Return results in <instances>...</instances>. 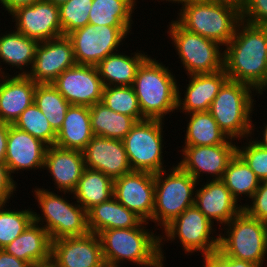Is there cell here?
<instances>
[{
	"label": "cell",
	"instance_id": "cell-34",
	"mask_svg": "<svg viewBox=\"0 0 267 267\" xmlns=\"http://www.w3.org/2000/svg\"><path fill=\"white\" fill-rule=\"evenodd\" d=\"M221 181L230 190L237 202L242 195L251 199L261 183L256 174L237 153L227 164Z\"/></svg>",
	"mask_w": 267,
	"mask_h": 267
},
{
	"label": "cell",
	"instance_id": "cell-5",
	"mask_svg": "<svg viewBox=\"0 0 267 267\" xmlns=\"http://www.w3.org/2000/svg\"><path fill=\"white\" fill-rule=\"evenodd\" d=\"M179 11L176 21L183 28L223 47L233 38L241 21L240 7L222 1L189 4Z\"/></svg>",
	"mask_w": 267,
	"mask_h": 267
},
{
	"label": "cell",
	"instance_id": "cell-15",
	"mask_svg": "<svg viewBox=\"0 0 267 267\" xmlns=\"http://www.w3.org/2000/svg\"><path fill=\"white\" fill-rule=\"evenodd\" d=\"M73 45L67 35L39 42L31 71L27 74L36 84L52 83L68 68L76 65Z\"/></svg>",
	"mask_w": 267,
	"mask_h": 267
},
{
	"label": "cell",
	"instance_id": "cell-1",
	"mask_svg": "<svg viewBox=\"0 0 267 267\" xmlns=\"http://www.w3.org/2000/svg\"><path fill=\"white\" fill-rule=\"evenodd\" d=\"M225 47L223 69L228 79L257 91L267 78V26L241 20Z\"/></svg>",
	"mask_w": 267,
	"mask_h": 267
},
{
	"label": "cell",
	"instance_id": "cell-21",
	"mask_svg": "<svg viewBox=\"0 0 267 267\" xmlns=\"http://www.w3.org/2000/svg\"><path fill=\"white\" fill-rule=\"evenodd\" d=\"M44 169L51 174L59 192L72 195L85 169L83 153L80 150L65 149L56 145L47 146Z\"/></svg>",
	"mask_w": 267,
	"mask_h": 267
},
{
	"label": "cell",
	"instance_id": "cell-44",
	"mask_svg": "<svg viewBox=\"0 0 267 267\" xmlns=\"http://www.w3.org/2000/svg\"><path fill=\"white\" fill-rule=\"evenodd\" d=\"M17 187L16 181L11 176L5 163H0V204L9 203Z\"/></svg>",
	"mask_w": 267,
	"mask_h": 267
},
{
	"label": "cell",
	"instance_id": "cell-2",
	"mask_svg": "<svg viewBox=\"0 0 267 267\" xmlns=\"http://www.w3.org/2000/svg\"><path fill=\"white\" fill-rule=\"evenodd\" d=\"M148 223L142 221L135 228L107 229L98 234L106 267H120V263L129 261L142 267H164L160 235L146 229Z\"/></svg>",
	"mask_w": 267,
	"mask_h": 267
},
{
	"label": "cell",
	"instance_id": "cell-13",
	"mask_svg": "<svg viewBox=\"0 0 267 267\" xmlns=\"http://www.w3.org/2000/svg\"><path fill=\"white\" fill-rule=\"evenodd\" d=\"M15 30L28 38L44 42L63 35L59 7L53 2L40 0L17 7L10 13Z\"/></svg>",
	"mask_w": 267,
	"mask_h": 267
},
{
	"label": "cell",
	"instance_id": "cell-18",
	"mask_svg": "<svg viewBox=\"0 0 267 267\" xmlns=\"http://www.w3.org/2000/svg\"><path fill=\"white\" fill-rule=\"evenodd\" d=\"M235 144L182 146L184 148L180 152L183 158L177 164L197 182L205 173L206 176L210 174L212 180H221L227 164L236 153Z\"/></svg>",
	"mask_w": 267,
	"mask_h": 267
},
{
	"label": "cell",
	"instance_id": "cell-48",
	"mask_svg": "<svg viewBox=\"0 0 267 267\" xmlns=\"http://www.w3.org/2000/svg\"><path fill=\"white\" fill-rule=\"evenodd\" d=\"M158 1V0H157ZM162 1H168V2H174V3H180L182 4V7L186 6V5H189V4H194V3H207V2H211V1H214V0H162Z\"/></svg>",
	"mask_w": 267,
	"mask_h": 267
},
{
	"label": "cell",
	"instance_id": "cell-10",
	"mask_svg": "<svg viewBox=\"0 0 267 267\" xmlns=\"http://www.w3.org/2000/svg\"><path fill=\"white\" fill-rule=\"evenodd\" d=\"M164 120L137 121L122 139L132 171L156 174L165 170L163 165Z\"/></svg>",
	"mask_w": 267,
	"mask_h": 267
},
{
	"label": "cell",
	"instance_id": "cell-20",
	"mask_svg": "<svg viewBox=\"0 0 267 267\" xmlns=\"http://www.w3.org/2000/svg\"><path fill=\"white\" fill-rule=\"evenodd\" d=\"M47 145L10 124L5 164L10 175L21 170L43 169Z\"/></svg>",
	"mask_w": 267,
	"mask_h": 267
},
{
	"label": "cell",
	"instance_id": "cell-37",
	"mask_svg": "<svg viewBox=\"0 0 267 267\" xmlns=\"http://www.w3.org/2000/svg\"><path fill=\"white\" fill-rule=\"evenodd\" d=\"M12 125L41 140L47 146L55 144L57 133L35 103L27 107Z\"/></svg>",
	"mask_w": 267,
	"mask_h": 267
},
{
	"label": "cell",
	"instance_id": "cell-52",
	"mask_svg": "<svg viewBox=\"0 0 267 267\" xmlns=\"http://www.w3.org/2000/svg\"><path fill=\"white\" fill-rule=\"evenodd\" d=\"M267 89V78L264 82V84L256 91L257 94H264L263 91H265Z\"/></svg>",
	"mask_w": 267,
	"mask_h": 267
},
{
	"label": "cell",
	"instance_id": "cell-41",
	"mask_svg": "<svg viewBox=\"0 0 267 267\" xmlns=\"http://www.w3.org/2000/svg\"><path fill=\"white\" fill-rule=\"evenodd\" d=\"M240 10L242 21L267 26V0H244Z\"/></svg>",
	"mask_w": 267,
	"mask_h": 267
},
{
	"label": "cell",
	"instance_id": "cell-3",
	"mask_svg": "<svg viewBox=\"0 0 267 267\" xmlns=\"http://www.w3.org/2000/svg\"><path fill=\"white\" fill-rule=\"evenodd\" d=\"M148 56L138 67L133 88L146 119H165L177 110L178 83L162 62Z\"/></svg>",
	"mask_w": 267,
	"mask_h": 267
},
{
	"label": "cell",
	"instance_id": "cell-25",
	"mask_svg": "<svg viewBox=\"0 0 267 267\" xmlns=\"http://www.w3.org/2000/svg\"><path fill=\"white\" fill-rule=\"evenodd\" d=\"M2 249L17 259L34 265L51 260L52 241L49 233L33 221L24 232Z\"/></svg>",
	"mask_w": 267,
	"mask_h": 267
},
{
	"label": "cell",
	"instance_id": "cell-6",
	"mask_svg": "<svg viewBox=\"0 0 267 267\" xmlns=\"http://www.w3.org/2000/svg\"><path fill=\"white\" fill-rule=\"evenodd\" d=\"M169 170L171 171L168 173L165 169L154 174L155 197L152 222L157 223L156 226L162 227L161 229L195 204V187L200 183L177 164Z\"/></svg>",
	"mask_w": 267,
	"mask_h": 267
},
{
	"label": "cell",
	"instance_id": "cell-35",
	"mask_svg": "<svg viewBox=\"0 0 267 267\" xmlns=\"http://www.w3.org/2000/svg\"><path fill=\"white\" fill-rule=\"evenodd\" d=\"M34 103L43 112L53 130L57 133L63 124L70 103L52 85L36 84Z\"/></svg>",
	"mask_w": 267,
	"mask_h": 267
},
{
	"label": "cell",
	"instance_id": "cell-9",
	"mask_svg": "<svg viewBox=\"0 0 267 267\" xmlns=\"http://www.w3.org/2000/svg\"><path fill=\"white\" fill-rule=\"evenodd\" d=\"M167 33L174 44L182 66L190 74L215 73L223 69L224 49L220 44L183 28L176 20Z\"/></svg>",
	"mask_w": 267,
	"mask_h": 267
},
{
	"label": "cell",
	"instance_id": "cell-32",
	"mask_svg": "<svg viewBox=\"0 0 267 267\" xmlns=\"http://www.w3.org/2000/svg\"><path fill=\"white\" fill-rule=\"evenodd\" d=\"M91 129L94 135L122 140L137 122L133 117L116 113L102 102L89 107Z\"/></svg>",
	"mask_w": 267,
	"mask_h": 267
},
{
	"label": "cell",
	"instance_id": "cell-40",
	"mask_svg": "<svg viewBox=\"0 0 267 267\" xmlns=\"http://www.w3.org/2000/svg\"><path fill=\"white\" fill-rule=\"evenodd\" d=\"M248 143L236 146V153L246 162L259 180L267 181V148L258 145L250 136Z\"/></svg>",
	"mask_w": 267,
	"mask_h": 267
},
{
	"label": "cell",
	"instance_id": "cell-12",
	"mask_svg": "<svg viewBox=\"0 0 267 267\" xmlns=\"http://www.w3.org/2000/svg\"><path fill=\"white\" fill-rule=\"evenodd\" d=\"M131 27L87 24L72 31L67 36L72 42L76 63L97 66L108 55L120 51L118 48L132 31Z\"/></svg>",
	"mask_w": 267,
	"mask_h": 267
},
{
	"label": "cell",
	"instance_id": "cell-36",
	"mask_svg": "<svg viewBox=\"0 0 267 267\" xmlns=\"http://www.w3.org/2000/svg\"><path fill=\"white\" fill-rule=\"evenodd\" d=\"M101 102L116 113L131 116L136 121L146 119L139 108L133 86H106Z\"/></svg>",
	"mask_w": 267,
	"mask_h": 267
},
{
	"label": "cell",
	"instance_id": "cell-23",
	"mask_svg": "<svg viewBox=\"0 0 267 267\" xmlns=\"http://www.w3.org/2000/svg\"><path fill=\"white\" fill-rule=\"evenodd\" d=\"M0 75V121L13 124L34 103L36 83L28 75Z\"/></svg>",
	"mask_w": 267,
	"mask_h": 267
},
{
	"label": "cell",
	"instance_id": "cell-33",
	"mask_svg": "<svg viewBox=\"0 0 267 267\" xmlns=\"http://www.w3.org/2000/svg\"><path fill=\"white\" fill-rule=\"evenodd\" d=\"M136 0H93L89 11V24L131 26Z\"/></svg>",
	"mask_w": 267,
	"mask_h": 267
},
{
	"label": "cell",
	"instance_id": "cell-42",
	"mask_svg": "<svg viewBox=\"0 0 267 267\" xmlns=\"http://www.w3.org/2000/svg\"><path fill=\"white\" fill-rule=\"evenodd\" d=\"M252 204L243 205V210L251 217L267 224V181H262L251 197Z\"/></svg>",
	"mask_w": 267,
	"mask_h": 267
},
{
	"label": "cell",
	"instance_id": "cell-28",
	"mask_svg": "<svg viewBox=\"0 0 267 267\" xmlns=\"http://www.w3.org/2000/svg\"><path fill=\"white\" fill-rule=\"evenodd\" d=\"M38 45V41L28 38L16 30L8 31V33L6 31L5 34L1 33L0 62H4L8 66L12 65L11 68L15 66V69H20L19 75H27L33 66ZM1 67L0 65V75H5ZM25 67L30 68L29 71L25 70Z\"/></svg>",
	"mask_w": 267,
	"mask_h": 267
},
{
	"label": "cell",
	"instance_id": "cell-22",
	"mask_svg": "<svg viewBox=\"0 0 267 267\" xmlns=\"http://www.w3.org/2000/svg\"><path fill=\"white\" fill-rule=\"evenodd\" d=\"M201 186L195 191V206L213 224L214 220L219 223V228L243 210V205L237 204V200L221 180H207Z\"/></svg>",
	"mask_w": 267,
	"mask_h": 267
},
{
	"label": "cell",
	"instance_id": "cell-16",
	"mask_svg": "<svg viewBox=\"0 0 267 267\" xmlns=\"http://www.w3.org/2000/svg\"><path fill=\"white\" fill-rule=\"evenodd\" d=\"M113 196L143 221H152L155 197L154 174L132 171L116 178Z\"/></svg>",
	"mask_w": 267,
	"mask_h": 267
},
{
	"label": "cell",
	"instance_id": "cell-39",
	"mask_svg": "<svg viewBox=\"0 0 267 267\" xmlns=\"http://www.w3.org/2000/svg\"><path fill=\"white\" fill-rule=\"evenodd\" d=\"M93 0H68L59 5V20L63 35L89 24V11Z\"/></svg>",
	"mask_w": 267,
	"mask_h": 267
},
{
	"label": "cell",
	"instance_id": "cell-43",
	"mask_svg": "<svg viewBox=\"0 0 267 267\" xmlns=\"http://www.w3.org/2000/svg\"><path fill=\"white\" fill-rule=\"evenodd\" d=\"M202 267H260L252 262L231 258L224 255L219 249L203 256Z\"/></svg>",
	"mask_w": 267,
	"mask_h": 267
},
{
	"label": "cell",
	"instance_id": "cell-47",
	"mask_svg": "<svg viewBox=\"0 0 267 267\" xmlns=\"http://www.w3.org/2000/svg\"><path fill=\"white\" fill-rule=\"evenodd\" d=\"M40 0H1L0 4L10 14L17 7L31 5Z\"/></svg>",
	"mask_w": 267,
	"mask_h": 267
},
{
	"label": "cell",
	"instance_id": "cell-4",
	"mask_svg": "<svg viewBox=\"0 0 267 267\" xmlns=\"http://www.w3.org/2000/svg\"><path fill=\"white\" fill-rule=\"evenodd\" d=\"M254 91L245 83L228 79L212 101L209 112L229 139L239 141L254 135Z\"/></svg>",
	"mask_w": 267,
	"mask_h": 267
},
{
	"label": "cell",
	"instance_id": "cell-38",
	"mask_svg": "<svg viewBox=\"0 0 267 267\" xmlns=\"http://www.w3.org/2000/svg\"><path fill=\"white\" fill-rule=\"evenodd\" d=\"M6 206L7 203L0 204V249L15 240L34 221V210L15 211Z\"/></svg>",
	"mask_w": 267,
	"mask_h": 267
},
{
	"label": "cell",
	"instance_id": "cell-50",
	"mask_svg": "<svg viewBox=\"0 0 267 267\" xmlns=\"http://www.w3.org/2000/svg\"><path fill=\"white\" fill-rule=\"evenodd\" d=\"M31 267H57V266L52 260H49L43 263H36L34 265H31Z\"/></svg>",
	"mask_w": 267,
	"mask_h": 267
},
{
	"label": "cell",
	"instance_id": "cell-8",
	"mask_svg": "<svg viewBox=\"0 0 267 267\" xmlns=\"http://www.w3.org/2000/svg\"><path fill=\"white\" fill-rule=\"evenodd\" d=\"M224 226H227L224 235L219 234V250L228 257L263 267L267 255V224L242 210Z\"/></svg>",
	"mask_w": 267,
	"mask_h": 267
},
{
	"label": "cell",
	"instance_id": "cell-53",
	"mask_svg": "<svg viewBox=\"0 0 267 267\" xmlns=\"http://www.w3.org/2000/svg\"><path fill=\"white\" fill-rule=\"evenodd\" d=\"M47 1L53 2L55 5L59 6L68 0H47Z\"/></svg>",
	"mask_w": 267,
	"mask_h": 267
},
{
	"label": "cell",
	"instance_id": "cell-27",
	"mask_svg": "<svg viewBox=\"0 0 267 267\" xmlns=\"http://www.w3.org/2000/svg\"><path fill=\"white\" fill-rule=\"evenodd\" d=\"M93 136L89 107L70 105L54 145L82 151Z\"/></svg>",
	"mask_w": 267,
	"mask_h": 267
},
{
	"label": "cell",
	"instance_id": "cell-29",
	"mask_svg": "<svg viewBox=\"0 0 267 267\" xmlns=\"http://www.w3.org/2000/svg\"><path fill=\"white\" fill-rule=\"evenodd\" d=\"M147 57L148 54H142V51H136L131 56L123 52L108 55L97 65L104 87L133 86L137 69Z\"/></svg>",
	"mask_w": 267,
	"mask_h": 267
},
{
	"label": "cell",
	"instance_id": "cell-45",
	"mask_svg": "<svg viewBox=\"0 0 267 267\" xmlns=\"http://www.w3.org/2000/svg\"><path fill=\"white\" fill-rule=\"evenodd\" d=\"M0 267H31V265L0 249Z\"/></svg>",
	"mask_w": 267,
	"mask_h": 267
},
{
	"label": "cell",
	"instance_id": "cell-11",
	"mask_svg": "<svg viewBox=\"0 0 267 267\" xmlns=\"http://www.w3.org/2000/svg\"><path fill=\"white\" fill-rule=\"evenodd\" d=\"M214 224L194 205L188 207L177 218L169 223L164 230V237L160 235V255L164 264L163 240L179 239L185 254L200 252L203 256L219 249V234H214ZM213 232V233H212ZM166 234V235H165ZM212 234V235H211ZM211 235V236H210ZM166 237V238H165Z\"/></svg>",
	"mask_w": 267,
	"mask_h": 267
},
{
	"label": "cell",
	"instance_id": "cell-19",
	"mask_svg": "<svg viewBox=\"0 0 267 267\" xmlns=\"http://www.w3.org/2000/svg\"><path fill=\"white\" fill-rule=\"evenodd\" d=\"M82 153L85 168L101 171L113 180L132 172L122 140L94 135Z\"/></svg>",
	"mask_w": 267,
	"mask_h": 267
},
{
	"label": "cell",
	"instance_id": "cell-24",
	"mask_svg": "<svg viewBox=\"0 0 267 267\" xmlns=\"http://www.w3.org/2000/svg\"><path fill=\"white\" fill-rule=\"evenodd\" d=\"M184 98L178 86L177 110L185 113L209 111L220 88L228 80L224 69L215 73L190 74Z\"/></svg>",
	"mask_w": 267,
	"mask_h": 267
},
{
	"label": "cell",
	"instance_id": "cell-30",
	"mask_svg": "<svg viewBox=\"0 0 267 267\" xmlns=\"http://www.w3.org/2000/svg\"><path fill=\"white\" fill-rule=\"evenodd\" d=\"M114 180L101 171L85 168L77 188L72 193L87 212L94 206L113 197ZM75 197V198H74Z\"/></svg>",
	"mask_w": 267,
	"mask_h": 267
},
{
	"label": "cell",
	"instance_id": "cell-26",
	"mask_svg": "<svg viewBox=\"0 0 267 267\" xmlns=\"http://www.w3.org/2000/svg\"><path fill=\"white\" fill-rule=\"evenodd\" d=\"M88 229L99 234L107 229H127L137 227L143 220L133 211L128 210L113 196L87 212Z\"/></svg>",
	"mask_w": 267,
	"mask_h": 267
},
{
	"label": "cell",
	"instance_id": "cell-14",
	"mask_svg": "<svg viewBox=\"0 0 267 267\" xmlns=\"http://www.w3.org/2000/svg\"><path fill=\"white\" fill-rule=\"evenodd\" d=\"M52 85L71 105L91 107L102 100L104 85L97 66L76 64L60 74Z\"/></svg>",
	"mask_w": 267,
	"mask_h": 267
},
{
	"label": "cell",
	"instance_id": "cell-49",
	"mask_svg": "<svg viewBox=\"0 0 267 267\" xmlns=\"http://www.w3.org/2000/svg\"><path fill=\"white\" fill-rule=\"evenodd\" d=\"M262 129H263V131H261L263 132L262 139L258 140V137H257V139H255L254 141L261 147L267 148V124H265L264 128Z\"/></svg>",
	"mask_w": 267,
	"mask_h": 267
},
{
	"label": "cell",
	"instance_id": "cell-17",
	"mask_svg": "<svg viewBox=\"0 0 267 267\" xmlns=\"http://www.w3.org/2000/svg\"><path fill=\"white\" fill-rule=\"evenodd\" d=\"M51 260L57 267H106L100 238L91 232L52 241Z\"/></svg>",
	"mask_w": 267,
	"mask_h": 267
},
{
	"label": "cell",
	"instance_id": "cell-51",
	"mask_svg": "<svg viewBox=\"0 0 267 267\" xmlns=\"http://www.w3.org/2000/svg\"><path fill=\"white\" fill-rule=\"evenodd\" d=\"M215 1L228 2V3L234 4L236 6H239L240 8L244 2V0H215Z\"/></svg>",
	"mask_w": 267,
	"mask_h": 267
},
{
	"label": "cell",
	"instance_id": "cell-7",
	"mask_svg": "<svg viewBox=\"0 0 267 267\" xmlns=\"http://www.w3.org/2000/svg\"><path fill=\"white\" fill-rule=\"evenodd\" d=\"M34 192L35 200L42 212V217L33 212L34 222L49 233L51 241L83 236L90 232L87 211L78 202L70 203L67 198L43 187L34 189Z\"/></svg>",
	"mask_w": 267,
	"mask_h": 267
},
{
	"label": "cell",
	"instance_id": "cell-31",
	"mask_svg": "<svg viewBox=\"0 0 267 267\" xmlns=\"http://www.w3.org/2000/svg\"><path fill=\"white\" fill-rule=\"evenodd\" d=\"M185 134V146H213L233 144L232 139L218 127L209 111L189 113Z\"/></svg>",
	"mask_w": 267,
	"mask_h": 267
},
{
	"label": "cell",
	"instance_id": "cell-46",
	"mask_svg": "<svg viewBox=\"0 0 267 267\" xmlns=\"http://www.w3.org/2000/svg\"><path fill=\"white\" fill-rule=\"evenodd\" d=\"M9 127V123L0 121V163H5Z\"/></svg>",
	"mask_w": 267,
	"mask_h": 267
}]
</instances>
